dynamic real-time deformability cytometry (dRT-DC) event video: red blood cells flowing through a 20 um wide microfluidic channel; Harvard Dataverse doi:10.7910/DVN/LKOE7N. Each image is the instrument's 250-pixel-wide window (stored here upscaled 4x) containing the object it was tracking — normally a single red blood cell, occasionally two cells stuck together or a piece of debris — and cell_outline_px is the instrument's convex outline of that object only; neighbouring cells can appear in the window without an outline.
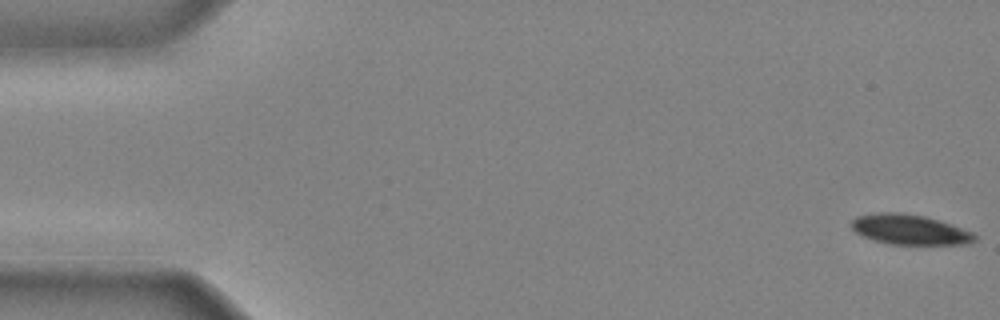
{"species": "common noctule bat (a hibernating species)", "species_latin": "Nyctalus noctula", "temperature_condition": "cold", "stored_images_in_passage": 14, "camera_frame_rate_fps": 3000, "um_per_image_px": 0.085, "animal": {"sex": "male", "body_mass_g": 20.4}, "frame": {"image": 1, "passage_image": 1, "time_ms": 0.0, "image_size_px": [1000, 320], "cell_outline_px": [[976, 240], [968, 244], [892, 244], [876, 240], [864, 236], [856, 232], [848, 224], [856, 216], [880, 212], [900, 212], [924, 216], [940, 220], [972, 232], [976, 236]], "centroid_in_image_um": [77.31, 19.5], "position_along_channel_um": 7.7, "area_um2": 21.5}}